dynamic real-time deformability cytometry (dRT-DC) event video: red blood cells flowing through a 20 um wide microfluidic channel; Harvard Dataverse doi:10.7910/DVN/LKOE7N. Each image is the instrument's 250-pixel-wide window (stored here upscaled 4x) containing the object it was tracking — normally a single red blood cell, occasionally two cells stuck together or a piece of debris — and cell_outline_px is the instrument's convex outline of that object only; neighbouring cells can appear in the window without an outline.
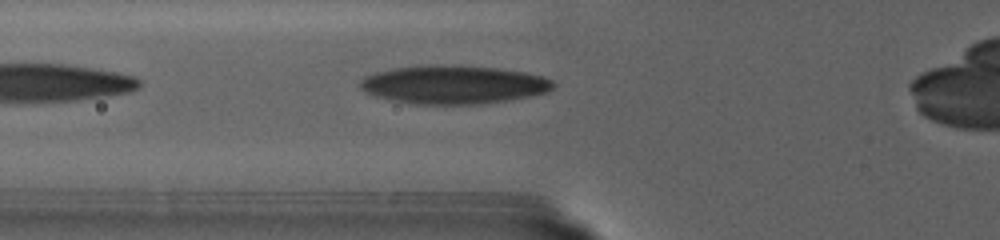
{"species": "human", "species_latin": "Homo sapiens", "temperature_condition": "warm", "stored_images_in_passage": 49, "camera_frame_rate_fps": 3000, "um_per_image_px": 0.085, "donor": {"sex": "female"}, "frame": {"image": 1, "passage_image": 4, "time_ms": 1.0, "image_size_px": [1000, 240], "cell_outline_px": [[556, 84], [548, 92], [508, 100], [484, 104], [416, 104], [392, 100], [376, 96], [360, 88], [360, 80], [364, 76], [376, 72], [396, 68], [432, 64], [496, 68], [524, 72], [544, 76], [552, 80]], "centroid_in_image_um": [38.57, 7.19], "position_along_channel_um": 87.2, "area_um2": 43.06}}
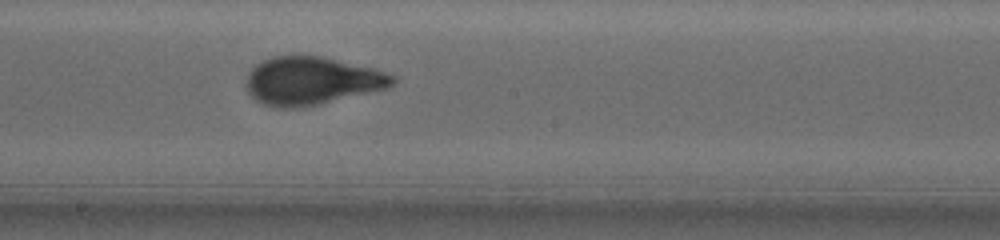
{"frame": {"image": 2, "passage_image": 23, "time_ms": 7.333, "image_size_px": [1000, 240], "cell_outline_px": [[396, 84], [388, 88], [316, 104], [292, 108], [276, 108], [264, 104], [256, 100], [248, 92], [248, 72], [256, 64], [272, 56], [320, 56], [372, 68], [396, 76]], "centroid_in_image_um": [26.5, 6.87], "position_along_channel_um": 221.7, "area_um2": 40.34}}
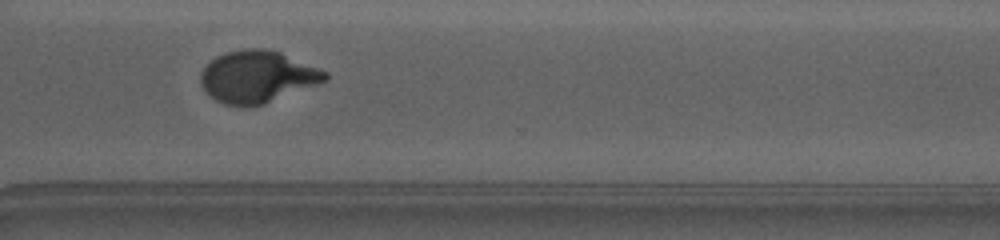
{"frame": {"image": 3, "passage_image": 41, "time_ms": 13.333, "image_size_px": [1000, 240], "cell_outline_px": [[328, 80], [264, 104], [244, 108], [224, 104], [216, 100], [200, 84], [200, 72], [216, 56], [224, 52], [244, 48], [264, 48], [280, 52], [328, 72]], "centroid_in_image_um": [21.86, 6.52], "position_along_channel_um": 348.7, "area_um2": 37.74}}